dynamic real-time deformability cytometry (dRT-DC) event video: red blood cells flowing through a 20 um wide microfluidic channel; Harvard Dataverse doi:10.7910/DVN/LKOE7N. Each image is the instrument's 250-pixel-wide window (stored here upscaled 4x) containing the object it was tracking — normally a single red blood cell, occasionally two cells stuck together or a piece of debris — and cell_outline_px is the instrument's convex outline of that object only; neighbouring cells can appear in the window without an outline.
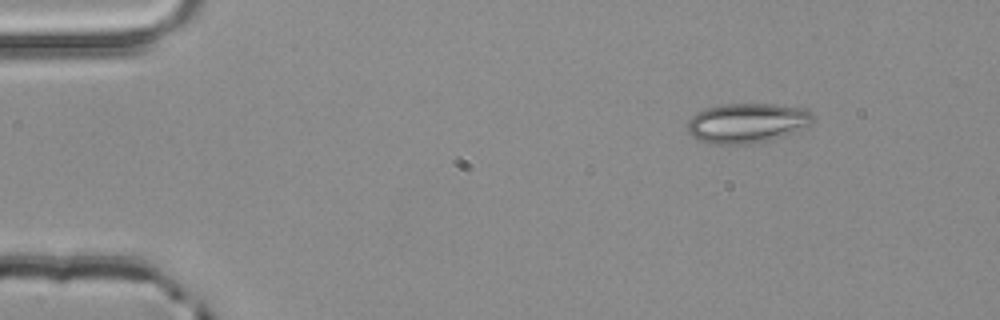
{"species": "common noctule bat (a hibernating species)", "species_latin": "Nyctalus noctula", "temperature_condition": "room temperature", "stored_images_in_passage": 5, "camera_frame_rate_fps": 3000, "um_per_image_px": 0.085, "animal": {"sex": "male", "body_mass_g": 20.4}, "frame": {"image": 1, "passage_image": 5, "time_ms": 1.333, "image_size_px": [1000, 320], "cell_outline_px": [[816, 120], [792, 132], [768, 140], [748, 144], [712, 144], [700, 140], [692, 136], [688, 132], [688, 120], [692, 116], [708, 108], [724, 104], [776, 104], [808, 108], [816, 116]], "centroid_in_image_um": [63.54, 10.44], "position_along_channel_um": 21.5, "area_um2": 28.9}}